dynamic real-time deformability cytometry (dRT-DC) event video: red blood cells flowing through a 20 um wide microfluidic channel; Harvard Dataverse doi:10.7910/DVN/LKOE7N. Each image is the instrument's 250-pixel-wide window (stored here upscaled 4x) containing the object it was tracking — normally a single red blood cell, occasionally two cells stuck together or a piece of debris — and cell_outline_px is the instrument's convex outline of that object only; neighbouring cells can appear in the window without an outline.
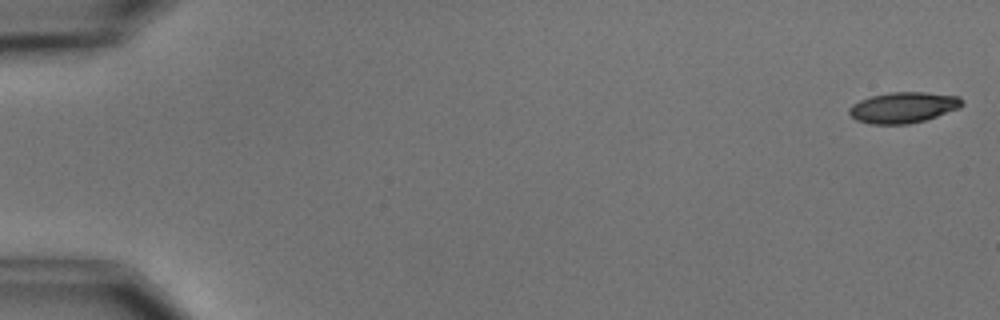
{"species": "common noctule bat (a hibernating species)", "species_latin": "Nyctalus noctula", "temperature_condition": "cold", "stored_images_in_passage": 5, "camera_frame_rate_fps": 3000, "um_per_image_px": 0.085, "animal": {"sex": "male", "body_mass_g": 15.6}, "frame": {"image": 1, "passage_image": 1, "time_ms": 0.0, "image_size_px": [1000, 320], "cell_outline_px": [[964, 104], [960, 108], [924, 120], [908, 124], [872, 124], [856, 120], [848, 112], [848, 108], [852, 104], [860, 100], [872, 96], [892, 92], [924, 92], [960, 96], [964, 100]], "centroid_in_image_um": [76.8, 9.13], "position_along_channel_um": 8.2, "area_um2": 20.29}}
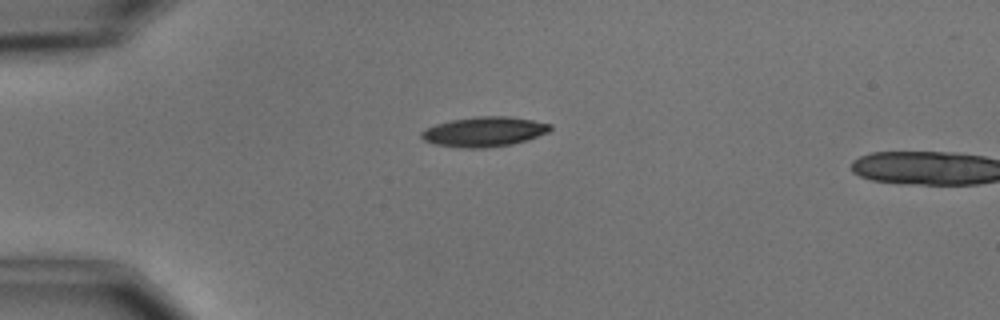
{"frame": {"image": 2, "passage_image": 4, "time_ms": 4.333, "image_size_px": [1000, 320], "cell_outline_px": [[552, 128], [548, 132], [528, 140], [512, 144], [488, 148], [460, 148], [436, 144], [424, 140], [420, 136], [420, 132], [424, 128], [436, 124], [452, 120], [476, 116], [508, 116], [532, 120], [552, 124]], "centroid_in_image_um": [41.15, 11.2], "position_along_channel_um": 43.8, "area_um2": 22.54}}